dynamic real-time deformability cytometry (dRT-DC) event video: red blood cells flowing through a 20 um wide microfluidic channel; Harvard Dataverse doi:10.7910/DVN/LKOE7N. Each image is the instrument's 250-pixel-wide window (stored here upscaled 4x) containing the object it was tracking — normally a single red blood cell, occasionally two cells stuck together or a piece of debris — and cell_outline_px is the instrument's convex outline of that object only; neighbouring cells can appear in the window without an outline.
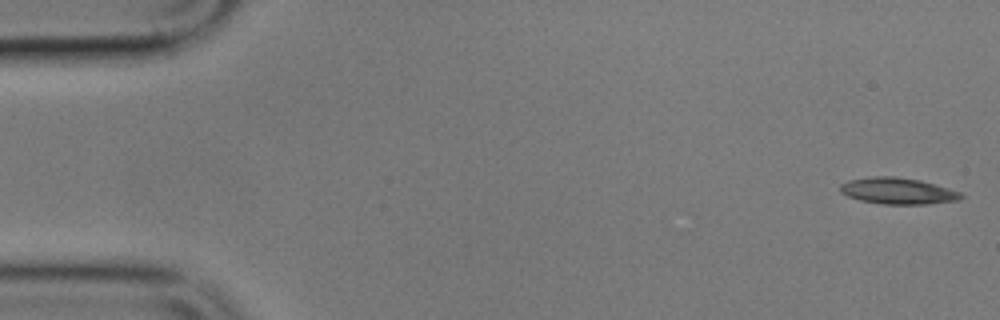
{"species": "common noctule bat (a hibernating species)", "species_latin": "Nyctalus noctula", "temperature_condition": "cold", "stored_images_in_passage": 6, "camera_frame_rate_fps": 3000, "um_per_image_px": 0.085, "animal": {"sex": "male", "body_mass_g": 17.9}, "frame": {"image": 1, "passage_image": 1, "time_ms": 0.0, "image_size_px": [1000, 320], "cell_outline_px": [[964, 196], [960, 200], [928, 204], [884, 204], [860, 200], [848, 196], [840, 192], [840, 184], [848, 180], [872, 176], [896, 176], [920, 180], [948, 188], [960, 192]], "centroid_in_image_um": [76.31, 16.22], "position_along_channel_um": 8.7, "area_um2": 18.61}}
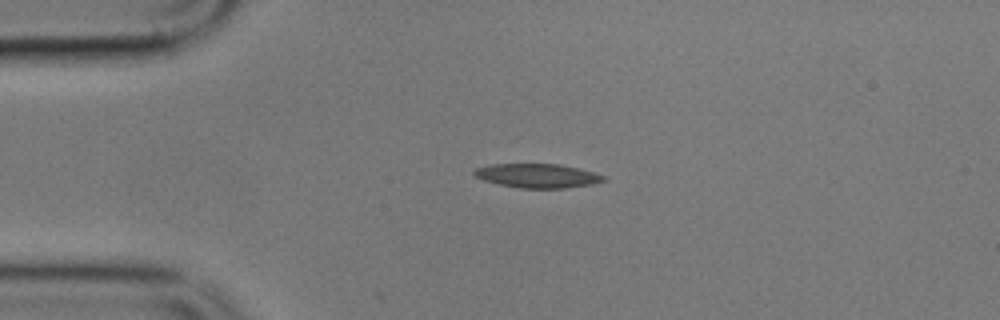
{"frame": {"image": 2, "passage_image": 4, "time_ms": 3.667, "image_size_px": [1000, 320], "cell_outline_px": [[608, 180], [592, 184], [564, 188], [520, 188], [500, 184], [484, 180], [472, 176], [472, 172], [476, 168], [492, 164], [560, 164], [580, 168], [604, 176]], "centroid_in_image_um": [45.67, 14.93], "position_along_channel_um": 39.3, "area_um2": 18.15}}
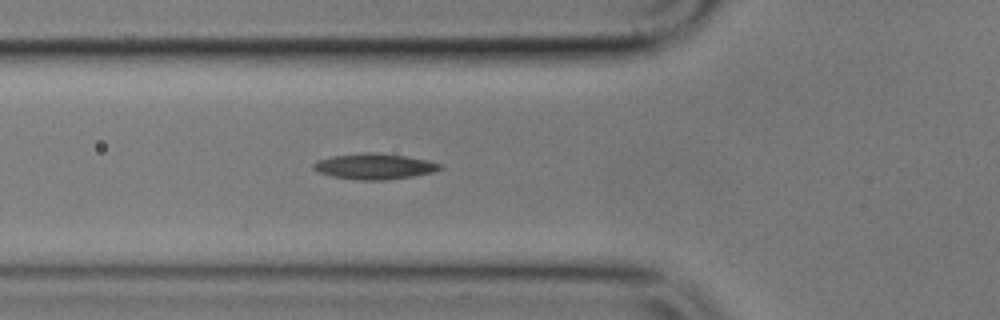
{"frame": {"image": 3, "passage_image": 6, "time_ms": 6.0, "image_size_px": [1000, 320], "cell_outline_px": [[444, 168], [432, 172], [412, 176], [384, 180], [360, 180], [332, 176], [320, 172], [312, 168], [312, 164], [316, 160], [332, 156], [360, 152], [376, 152], [404, 156], [428, 160], [444, 164]], "centroid_in_image_um": [31.83, 14.13], "position_along_channel_um": 94.0, "area_um2": 19.07}}